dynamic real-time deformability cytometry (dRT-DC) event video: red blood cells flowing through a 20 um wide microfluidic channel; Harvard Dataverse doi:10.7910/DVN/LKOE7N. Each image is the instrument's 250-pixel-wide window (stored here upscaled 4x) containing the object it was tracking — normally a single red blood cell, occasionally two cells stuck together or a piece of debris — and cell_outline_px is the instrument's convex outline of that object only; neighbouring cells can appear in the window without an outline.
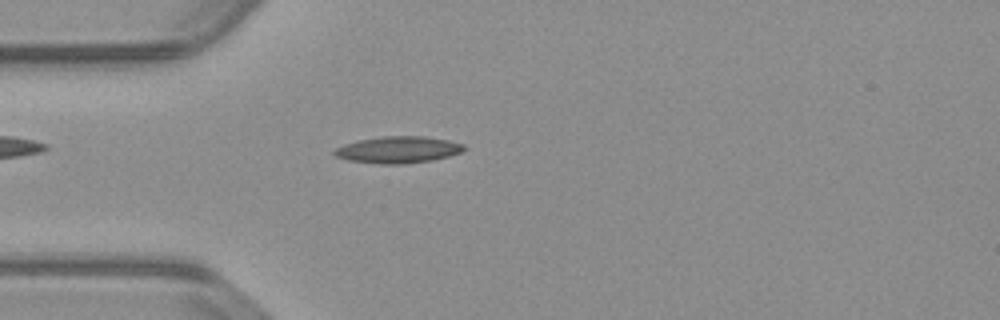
{"species": "common noctule bat (a hibernating species)", "species_latin": "Nyctalus noctula", "temperature_condition": "warm", "stored_images_in_passage": 43, "camera_frame_rate_fps": 3000, "um_per_image_px": 0.085, "animal": {"sex": "male", "body_mass_g": 23.1, "forearm_length_mm": 52.7}, "frame": {"image": 1, "passage_image": 4, "time_ms": 1.0, "image_size_px": [1000, 320], "cell_outline_px": [[464, 148], [460, 152], [448, 156], [432, 160], [396, 164], [380, 164], [348, 160], [336, 156], [332, 152], [336, 148], [344, 144], [356, 140], [380, 136], [424, 136], [448, 140], [464, 144]], "centroid_in_image_um": [33.79, 12.71], "position_along_channel_um": 51.2, "area_um2": 20.06}}
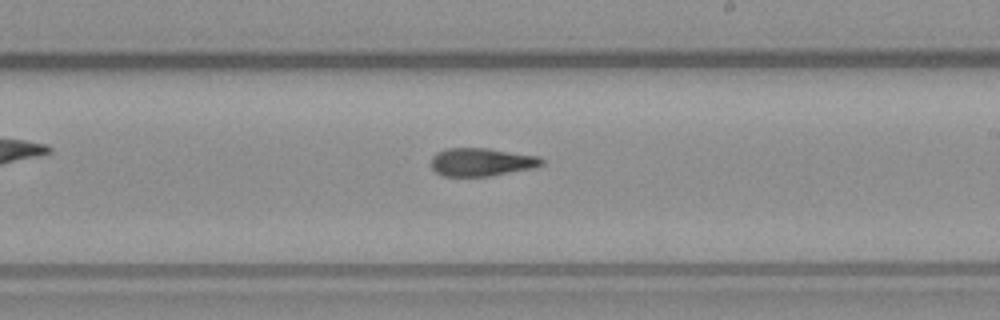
{"frame": {"image": 2, "passage_image": 20, "time_ms": 6.333, "image_size_px": [1000, 320], "cell_outline_px": [[544, 164], [536, 168], [488, 176], [444, 176], [436, 172], [432, 168], [432, 156], [436, 152], [448, 148], [488, 148], [540, 156], [544, 160]], "centroid_in_image_um": [40.97, 13.77], "position_along_channel_um": 248.0, "area_um2": 18.26}}
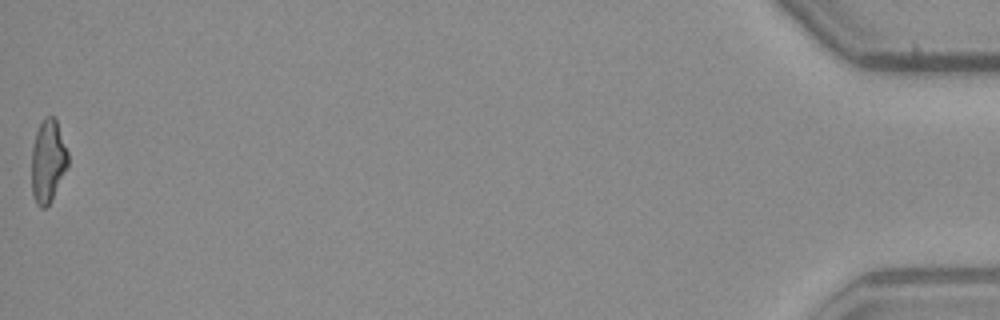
{"frame": {"image": 3, "passage_image": 43, "time_ms": 14.0, "image_size_px": [1000, 320], "cell_outline_px": [[68, 164], [52, 200], [44, 208], [40, 208], [36, 204], [32, 196], [32, 144], [36, 132], [44, 116], [56, 116], [68, 152]], "centroid_in_image_um": [4.07, 13.67], "position_along_channel_um": 431.1, "area_um2": 17.74}, "authors_computed_cell_mechanics": {"area_um2": 18.3226, "velocity_mm_per_s": 3.8232, "shape_relaxation_time_tau1_ms": null, "shape_relaxation_time_tau2_ms": 3.7007, "deformation_change_tau1": null, "deformation_change_tau2": 0.1247}}